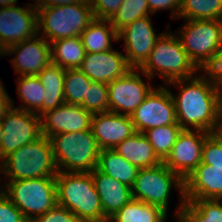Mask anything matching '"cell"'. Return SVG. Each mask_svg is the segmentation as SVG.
<instances>
[{
  "label": "cell",
  "mask_w": 222,
  "mask_h": 222,
  "mask_svg": "<svg viewBox=\"0 0 222 222\" xmlns=\"http://www.w3.org/2000/svg\"><path fill=\"white\" fill-rule=\"evenodd\" d=\"M167 87L179 90L171 95L175 103L177 123L182 129L208 133L222 131L219 88L203 72L191 78L174 80Z\"/></svg>",
  "instance_id": "1"
},
{
  "label": "cell",
  "mask_w": 222,
  "mask_h": 222,
  "mask_svg": "<svg viewBox=\"0 0 222 222\" xmlns=\"http://www.w3.org/2000/svg\"><path fill=\"white\" fill-rule=\"evenodd\" d=\"M56 195L57 204L83 222H108L91 172H58Z\"/></svg>",
  "instance_id": "2"
},
{
  "label": "cell",
  "mask_w": 222,
  "mask_h": 222,
  "mask_svg": "<svg viewBox=\"0 0 222 222\" xmlns=\"http://www.w3.org/2000/svg\"><path fill=\"white\" fill-rule=\"evenodd\" d=\"M140 70L152 80L160 77L164 85L191 78L200 71L188 57L177 34L171 31L162 32Z\"/></svg>",
  "instance_id": "3"
},
{
  "label": "cell",
  "mask_w": 222,
  "mask_h": 222,
  "mask_svg": "<svg viewBox=\"0 0 222 222\" xmlns=\"http://www.w3.org/2000/svg\"><path fill=\"white\" fill-rule=\"evenodd\" d=\"M57 173L51 141L44 135L21 146L0 163V176L5 175L6 181L56 177Z\"/></svg>",
  "instance_id": "4"
},
{
  "label": "cell",
  "mask_w": 222,
  "mask_h": 222,
  "mask_svg": "<svg viewBox=\"0 0 222 222\" xmlns=\"http://www.w3.org/2000/svg\"><path fill=\"white\" fill-rule=\"evenodd\" d=\"M37 9L38 35L46 41L80 36L95 19L89 0Z\"/></svg>",
  "instance_id": "5"
},
{
  "label": "cell",
  "mask_w": 222,
  "mask_h": 222,
  "mask_svg": "<svg viewBox=\"0 0 222 222\" xmlns=\"http://www.w3.org/2000/svg\"><path fill=\"white\" fill-rule=\"evenodd\" d=\"M50 141L58 172H92L97 168L100 148L91 128L59 133Z\"/></svg>",
  "instance_id": "6"
},
{
  "label": "cell",
  "mask_w": 222,
  "mask_h": 222,
  "mask_svg": "<svg viewBox=\"0 0 222 222\" xmlns=\"http://www.w3.org/2000/svg\"><path fill=\"white\" fill-rule=\"evenodd\" d=\"M173 188L178 189L180 196V202L173 214H179L183 212L185 203L184 180L164 163L151 168L139 169L131 190L133 199L159 206L168 213Z\"/></svg>",
  "instance_id": "7"
},
{
  "label": "cell",
  "mask_w": 222,
  "mask_h": 222,
  "mask_svg": "<svg viewBox=\"0 0 222 222\" xmlns=\"http://www.w3.org/2000/svg\"><path fill=\"white\" fill-rule=\"evenodd\" d=\"M0 189L25 219L34 220L57 205L56 177L5 181Z\"/></svg>",
  "instance_id": "8"
},
{
  "label": "cell",
  "mask_w": 222,
  "mask_h": 222,
  "mask_svg": "<svg viewBox=\"0 0 222 222\" xmlns=\"http://www.w3.org/2000/svg\"><path fill=\"white\" fill-rule=\"evenodd\" d=\"M175 32L190 60L203 71L222 44V20H187Z\"/></svg>",
  "instance_id": "9"
},
{
  "label": "cell",
  "mask_w": 222,
  "mask_h": 222,
  "mask_svg": "<svg viewBox=\"0 0 222 222\" xmlns=\"http://www.w3.org/2000/svg\"><path fill=\"white\" fill-rule=\"evenodd\" d=\"M14 104L11 98V107L1 118L3 135L0 143V163L21 146L42 136L40 116L16 108Z\"/></svg>",
  "instance_id": "10"
},
{
  "label": "cell",
  "mask_w": 222,
  "mask_h": 222,
  "mask_svg": "<svg viewBox=\"0 0 222 222\" xmlns=\"http://www.w3.org/2000/svg\"><path fill=\"white\" fill-rule=\"evenodd\" d=\"M142 77L147 78L148 82L145 83ZM151 80L140 69L131 68L121 78L109 83V112L131 116L154 88Z\"/></svg>",
  "instance_id": "11"
},
{
  "label": "cell",
  "mask_w": 222,
  "mask_h": 222,
  "mask_svg": "<svg viewBox=\"0 0 222 222\" xmlns=\"http://www.w3.org/2000/svg\"><path fill=\"white\" fill-rule=\"evenodd\" d=\"M130 117L136 132L141 133L160 126L178 124L169 87L159 85L153 88Z\"/></svg>",
  "instance_id": "12"
},
{
  "label": "cell",
  "mask_w": 222,
  "mask_h": 222,
  "mask_svg": "<svg viewBox=\"0 0 222 222\" xmlns=\"http://www.w3.org/2000/svg\"><path fill=\"white\" fill-rule=\"evenodd\" d=\"M162 35L153 28L151 15L136 19L118 32L130 68L140 69L148 60L157 39Z\"/></svg>",
  "instance_id": "13"
},
{
  "label": "cell",
  "mask_w": 222,
  "mask_h": 222,
  "mask_svg": "<svg viewBox=\"0 0 222 222\" xmlns=\"http://www.w3.org/2000/svg\"><path fill=\"white\" fill-rule=\"evenodd\" d=\"M25 5L0 8V46L4 51L38 34L37 9L32 3Z\"/></svg>",
  "instance_id": "14"
},
{
  "label": "cell",
  "mask_w": 222,
  "mask_h": 222,
  "mask_svg": "<svg viewBox=\"0 0 222 222\" xmlns=\"http://www.w3.org/2000/svg\"><path fill=\"white\" fill-rule=\"evenodd\" d=\"M12 55L10 61L18 76H35L52 63L51 43L37 34L4 51V57Z\"/></svg>",
  "instance_id": "15"
},
{
  "label": "cell",
  "mask_w": 222,
  "mask_h": 222,
  "mask_svg": "<svg viewBox=\"0 0 222 222\" xmlns=\"http://www.w3.org/2000/svg\"><path fill=\"white\" fill-rule=\"evenodd\" d=\"M210 134L202 130L182 129L163 163L185 180L201 164L204 141Z\"/></svg>",
  "instance_id": "16"
},
{
  "label": "cell",
  "mask_w": 222,
  "mask_h": 222,
  "mask_svg": "<svg viewBox=\"0 0 222 222\" xmlns=\"http://www.w3.org/2000/svg\"><path fill=\"white\" fill-rule=\"evenodd\" d=\"M40 118L42 135L50 139L59 133L89 130L92 114L81 105L63 103L43 113Z\"/></svg>",
  "instance_id": "17"
},
{
  "label": "cell",
  "mask_w": 222,
  "mask_h": 222,
  "mask_svg": "<svg viewBox=\"0 0 222 222\" xmlns=\"http://www.w3.org/2000/svg\"><path fill=\"white\" fill-rule=\"evenodd\" d=\"M90 128L100 150L114 149L120 142L136 133L129 115L109 111L92 114Z\"/></svg>",
  "instance_id": "18"
},
{
  "label": "cell",
  "mask_w": 222,
  "mask_h": 222,
  "mask_svg": "<svg viewBox=\"0 0 222 222\" xmlns=\"http://www.w3.org/2000/svg\"><path fill=\"white\" fill-rule=\"evenodd\" d=\"M79 69L92 81L109 84L121 78L131 68L125 55L113 48L98 53H86Z\"/></svg>",
  "instance_id": "19"
},
{
  "label": "cell",
  "mask_w": 222,
  "mask_h": 222,
  "mask_svg": "<svg viewBox=\"0 0 222 222\" xmlns=\"http://www.w3.org/2000/svg\"><path fill=\"white\" fill-rule=\"evenodd\" d=\"M185 200H222V169L201 164L184 180Z\"/></svg>",
  "instance_id": "20"
},
{
  "label": "cell",
  "mask_w": 222,
  "mask_h": 222,
  "mask_svg": "<svg viewBox=\"0 0 222 222\" xmlns=\"http://www.w3.org/2000/svg\"><path fill=\"white\" fill-rule=\"evenodd\" d=\"M91 174L101 200L103 214L107 219L133 199L131 187L128 185L100 172L97 168Z\"/></svg>",
  "instance_id": "21"
},
{
  "label": "cell",
  "mask_w": 222,
  "mask_h": 222,
  "mask_svg": "<svg viewBox=\"0 0 222 222\" xmlns=\"http://www.w3.org/2000/svg\"><path fill=\"white\" fill-rule=\"evenodd\" d=\"M113 150L139 169L151 168L163 163L146 136L141 132H136L126 138Z\"/></svg>",
  "instance_id": "22"
},
{
  "label": "cell",
  "mask_w": 222,
  "mask_h": 222,
  "mask_svg": "<svg viewBox=\"0 0 222 222\" xmlns=\"http://www.w3.org/2000/svg\"><path fill=\"white\" fill-rule=\"evenodd\" d=\"M86 53H98L113 49L112 41L119 42L118 32L109 20L94 19L81 33Z\"/></svg>",
  "instance_id": "23"
},
{
  "label": "cell",
  "mask_w": 222,
  "mask_h": 222,
  "mask_svg": "<svg viewBox=\"0 0 222 222\" xmlns=\"http://www.w3.org/2000/svg\"><path fill=\"white\" fill-rule=\"evenodd\" d=\"M66 69L61 66L50 64L37 76L44 86L43 113L58 108L65 103L64 79Z\"/></svg>",
  "instance_id": "24"
},
{
  "label": "cell",
  "mask_w": 222,
  "mask_h": 222,
  "mask_svg": "<svg viewBox=\"0 0 222 222\" xmlns=\"http://www.w3.org/2000/svg\"><path fill=\"white\" fill-rule=\"evenodd\" d=\"M97 169L110 177L132 187L139 168L128 162L113 149L100 150Z\"/></svg>",
  "instance_id": "25"
},
{
  "label": "cell",
  "mask_w": 222,
  "mask_h": 222,
  "mask_svg": "<svg viewBox=\"0 0 222 222\" xmlns=\"http://www.w3.org/2000/svg\"><path fill=\"white\" fill-rule=\"evenodd\" d=\"M168 214L162 208L132 199L108 222H166Z\"/></svg>",
  "instance_id": "26"
},
{
  "label": "cell",
  "mask_w": 222,
  "mask_h": 222,
  "mask_svg": "<svg viewBox=\"0 0 222 222\" xmlns=\"http://www.w3.org/2000/svg\"><path fill=\"white\" fill-rule=\"evenodd\" d=\"M85 48L80 36L63 38L51 43L52 64L63 69H76L85 58Z\"/></svg>",
  "instance_id": "27"
},
{
  "label": "cell",
  "mask_w": 222,
  "mask_h": 222,
  "mask_svg": "<svg viewBox=\"0 0 222 222\" xmlns=\"http://www.w3.org/2000/svg\"><path fill=\"white\" fill-rule=\"evenodd\" d=\"M16 81L17 95L22 103L16 108L41 116L45 89L38 76H18Z\"/></svg>",
  "instance_id": "28"
},
{
  "label": "cell",
  "mask_w": 222,
  "mask_h": 222,
  "mask_svg": "<svg viewBox=\"0 0 222 222\" xmlns=\"http://www.w3.org/2000/svg\"><path fill=\"white\" fill-rule=\"evenodd\" d=\"M222 20V0H181L178 19Z\"/></svg>",
  "instance_id": "29"
},
{
  "label": "cell",
  "mask_w": 222,
  "mask_h": 222,
  "mask_svg": "<svg viewBox=\"0 0 222 222\" xmlns=\"http://www.w3.org/2000/svg\"><path fill=\"white\" fill-rule=\"evenodd\" d=\"M181 131L179 124H172L148 129L143 134L152 145L158 158L164 162Z\"/></svg>",
  "instance_id": "30"
},
{
  "label": "cell",
  "mask_w": 222,
  "mask_h": 222,
  "mask_svg": "<svg viewBox=\"0 0 222 222\" xmlns=\"http://www.w3.org/2000/svg\"><path fill=\"white\" fill-rule=\"evenodd\" d=\"M183 212L193 222H222V200H185Z\"/></svg>",
  "instance_id": "31"
},
{
  "label": "cell",
  "mask_w": 222,
  "mask_h": 222,
  "mask_svg": "<svg viewBox=\"0 0 222 222\" xmlns=\"http://www.w3.org/2000/svg\"><path fill=\"white\" fill-rule=\"evenodd\" d=\"M92 80L79 68L66 69L64 79L65 103L81 105Z\"/></svg>",
  "instance_id": "32"
},
{
  "label": "cell",
  "mask_w": 222,
  "mask_h": 222,
  "mask_svg": "<svg viewBox=\"0 0 222 222\" xmlns=\"http://www.w3.org/2000/svg\"><path fill=\"white\" fill-rule=\"evenodd\" d=\"M152 15L147 0H124L122 5L109 20L117 32L136 19Z\"/></svg>",
  "instance_id": "33"
},
{
  "label": "cell",
  "mask_w": 222,
  "mask_h": 222,
  "mask_svg": "<svg viewBox=\"0 0 222 222\" xmlns=\"http://www.w3.org/2000/svg\"><path fill=\"white\" fill-rule=\"evenodd\" d=\"M81 106L91 114L108 112V84L92 81Z\"/></svg>",
  "instance_id": "34"
},
{
  "label": "cell",
  "mask_w": 222,
  "mask_h": 222,
  "mask_svg": "<svg viewBox=\"0 0 222 222\" xmlns=\"http://www.w3.org/2000/svg\"><path fill=\"white\" fill-rule=\"evenodd\" d=\"M201 162L222 169V131L211 133L205 139Z\"/></svg>",
  "instance_id": "35"
},
{
  "label": "cell",
  "mask_w": 222,
  "mask_h": 222,
  "mask_svg": "<svg viewBox=\"0 0 222 222\" xmlns=\"http://www.w3.org/2000/svg\"><path fill=\"white\" fill-rule=\"evenodd\" d=\"M95 19L110 20L124 0H89Z\"/></svg>",
  "instance_id": "36"
},
{
  "label": "cell",
  "mask_w": 222,
  "mask_h": 222,
  "mask_svg": "<svg viewBox=\"0 0 222 222\" xmlns=\"http://www.w3.org/2000/svg\"><path fill=\"white\" fill-rule=\"evenodd\" d=\"M34 222H83L71 211L60 205H55L48 212L34 219Z\"/></svg>",
  "instance_id": "37"
},
{
  "label": "cell",
  "mask_w": 222,
  "mask_h": 222,
  "mask_svg": "<svg viewBox=\"0 0 222 222\" xmlns=\"http://www.w3.org/2000/svg\"><path fill=\"white\" fill-rule=\"evenodd\" d=\"M22 212L0 189V222H24Z\"/></svg>",
  "instance_id": "38"
},
{
  "label": "cell",
  "mask_w": 222,
  "mask_h": 222,
  "mask_svg": "<svg viewBox=\"0 0 222 222\" xmlns=\"http://www.w3.org/2000/svg\"><path fill=\"white\" fill-rule=\"evenodd\" d=\"M203 72L218 87H222V44L217 50L212 61L204 68Z\"/></svg>",
  "instance_id": "39"
},
{
  "label": "cell",
  "mask_w": 222,
  "mask_h": 222,
  "mask_svg": "<svg viewBox=\"0 0 222 222\" xmlns=\"http://www.w3.org/2000/svg\"><path fill=\"white\" fill-rule=\"evenodd\" d=\"M151 14H156L159 10H171L172 20L179 18V11L181 9V0H147Z\"/></svg>",
  "instance_id": "40"
},
{
  "label": "cell",
  "mask_w": 222,
  "mask_h": 222,
  "mask_svg": "<svg viewBox=\"0 0 222 222\" xmlns=\"http://www.w3.org/2000/svg\"><path fill=\"white\" fill-rule=\"evenodd\" d=\"M11 107V96H9L3 81L0 79V119L4 116L7 110Z\"/></svg>",
  "instance_id": "41"
},
{
  "label": "cell",
  "mask_w": 222,
  "mask_h": 222,
  "mask_svg": "<svg viewBox=\"0 0 222 222\" xmlns=\"http://www.w3.org/2000/svg\"><path fill=\"white\" fill-rule=\"evenodd\" d=\"M84 0H38L33 4L36 8H46L59 5H69L72 3L83 2Z\"/></svg>",
  "instance_id": "42"
},
{
  "label": "cell",
  "mask_w": 222,
  "mask_h": 222,
  "mask_svg": "<svg viewBox=\"0 0 222 222\" xmlns=\"http://www.w3.org/2000/svg\"><path fill=\"white\" fill-rule=\"evenodd\" d=\"M175 222H193L184 212L174 214Z\"/></svg>",
  "instance_id": "43"
},
{
  "label": "cell",
  "mask_w": 222,
  "mask_h": 222,
  "mask_svg": "<svg viewBox=\"0 0 222 222\" xmlns=\"http://www.w3.org/2000/svg\"><path fill=\"white\" fill-rule=\"evenodd\" d=\"M18 4V0H0V8L9 7Z\"/></svg>",
  "instance_id": "44"
},
{
  "label": "cell",
  "mask_w": 222,
  "mask_h": 222,
  "mask_svg": "<svg viewBox=\"0 0 222 222\" xmlns=\"http://www.w3.org/2000/svg\"><path fill=\"white\" fill-rule=\"evenodd\" d=\"M219 94H220L221 128H222V87L219 88Z\"/></svg>",
  "instance_id": "45"
},
{
  "label": "cell",
  "mask_w": 222,
  "mask_h": 222,
  "mask_svg": "<svg viewBox=\"0 0 222 222\" xmlns=\"http://www.w3.org/2000/svg\"><path fill=\"white\" fill-rule=\"evenodd\" d=\"M3 135V129H2V124H1V119H0V143Z\"/></svg>",
  "instance_id": "46"
},
{
  "label": "cell",
  "mask_w": 222,
  "mask_h": 222,
  "mask_svg": "<svg viewBox=\"0 0 222 222\" xmlns=\"http://www.w3.org/2000/svg\"><path fill=\"white\" fill-rule=\"evenodd\" d=\"M24 222H34V220L26 219Z\"/></svg>",
  "instance_id": "47"
}]
</instances>
